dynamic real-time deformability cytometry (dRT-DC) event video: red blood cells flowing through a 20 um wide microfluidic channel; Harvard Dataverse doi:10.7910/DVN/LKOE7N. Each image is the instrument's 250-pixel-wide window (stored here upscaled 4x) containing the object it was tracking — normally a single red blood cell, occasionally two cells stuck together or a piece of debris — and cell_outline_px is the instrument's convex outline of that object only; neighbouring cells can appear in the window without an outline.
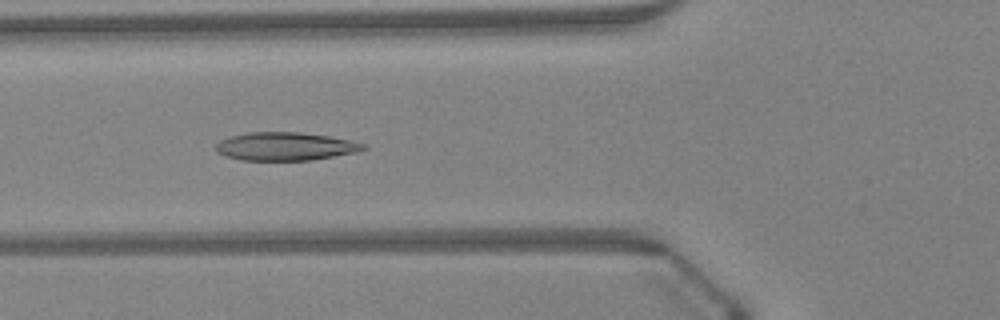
{"species": "Egyptian fruit bat (a non-hibernating species)", "species_latin": "Rousettus aegyptiacus", "temperature_condition": "warm", "stored_images_in_passage": 47, "camera_frame_rate_fps": 3000, "um_per_image_px": 0.085, "animal": {"sex": "female"}, "frame": {"image": 1, "passage_image": 18, "time_ms": 5.667, "image_size_px": [1000, 320], "cell_outline_px": [[368, 148], [360, 152], [312, 160], [240, 160], [224, 156], [216, 152], [216, 144], [220, 140], [232, 136], [248, 132], [300, 132], [328, 136], [348, 140], [364, 144]], "centroid_in_image_um": [24.25, 12.45], "position_along_channel_um": 101.5, "area_um2": 24.33}}
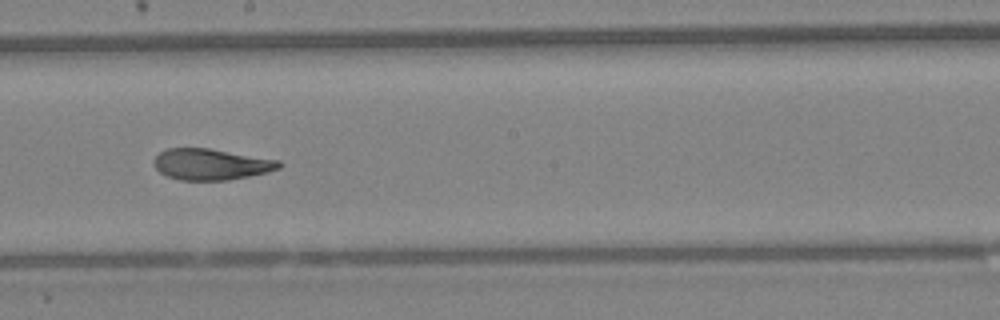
{"frame": {"image": 2, "passage_image": 27, "time_ms": 8.667, "image_size_px": [1000, 320], "cell_outline_px": [[284, 164], [280, 168], [268, 172], [228, 180], [180, 180], [168, 176], [160, 172], [156, 168], [152, 160], [160, 152], [168, 148], [208, 148], [280, 160]], "centroid_in_image_um": [17.96, 13.96], "position_along_channel_um": 230.2, "area_um2": 22.72}}
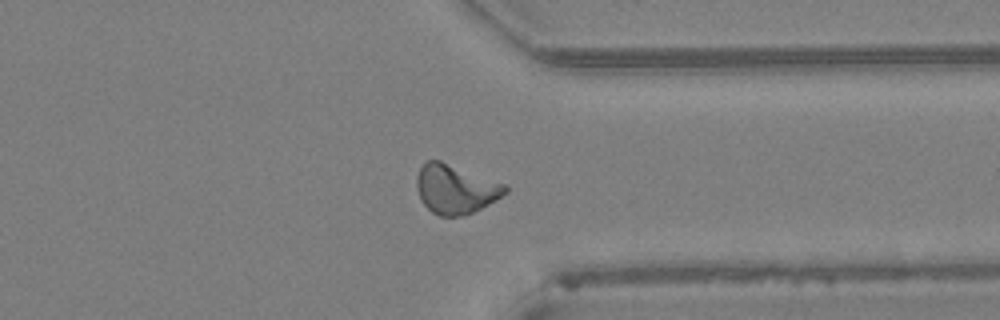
{"frame": {"image": 3, "passage_image": 37, "time_ms": 12.0, "image_size_px": [1000, 320], "cell_outline_px": [[508, 192], [496, 200], [464, 216], [440, 216], [432, 212], [420, 200], [416, 188], [416, 176], [420, 168], [428, 160], [440, 160], [504, 184], [508, 188]], "centroid_in_image_um": [38.68, 16.08], "position_along_channel_um": 372.7, "area_um2": 25.14}, "authors_computed_cell_mechanics": {"area_um2": 23.987, "velocity_mm_per_s": 4.3118, "shape_relaxation_time_tau1_ms": 4.6704, "shape_relaxation_time_tau2_ms": 2.5819, "deformation_change_tau1": 0.1811, "deformation_change_tau2": 0.0527}}